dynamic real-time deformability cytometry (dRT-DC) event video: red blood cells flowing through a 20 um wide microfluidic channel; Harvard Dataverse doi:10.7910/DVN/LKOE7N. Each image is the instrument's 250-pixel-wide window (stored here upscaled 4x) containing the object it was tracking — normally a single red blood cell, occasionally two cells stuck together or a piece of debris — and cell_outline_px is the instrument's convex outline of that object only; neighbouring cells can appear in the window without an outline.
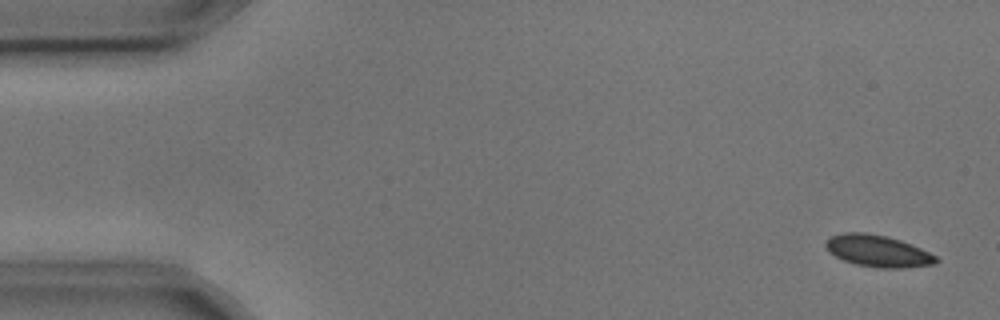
{"species": "common noctule bat (a hibernating species)", "species_latin": "Nyctalus noctula", "temperature_condition": "cold", "stored_images_in_passage": 5, "segment_of_instrument_passage": [1, 2], "camera_frame_rate_fps": 3000, "um_per_image_px": 0.085, "animal": {"sex": "male", "body_mass_g": 17.9, "forearm_length_mm": 54.2}, "frame": {"image": 1, "passage_image": 1, "time_ms": 0.0, "image_size_px": [1000, 320], "cell_outline_px": [[940, 260], [936, 264], [904, 268], [876, 268], [856, 264], [844, 260], [828, 252], [824, 244], [832, 236], [844, 232], [868, 232], [888, 236], [912, 244], [936, 256]], "centroid_in_image_um": [74.63, 21.33], "position_along_channel_um": 10.4, "area_um2": 20.58}}
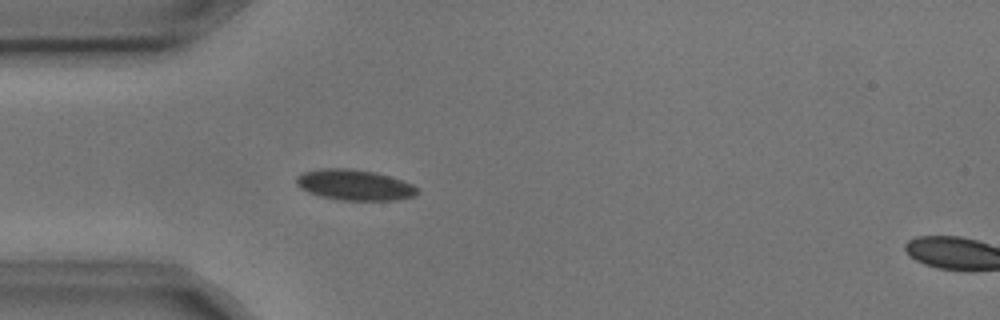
{"frame": {"image": 2, "passage_image": 4, "time_ms": 1.0, "image_size_px": [1000, 320], "cell_outline_px": [[420, 192], [416, 196], [396, 200], [340, 200], [320, 196], [308, 192], [300, 188], [296, 184], [296, 176], [304, 172], [320, 168], [352, 168], [376, 172], [412, 184]], "centroid_in_image_um": [30.12, 15.72], "position_along_channel_um": 54.9, "area_um2": 21.73}}